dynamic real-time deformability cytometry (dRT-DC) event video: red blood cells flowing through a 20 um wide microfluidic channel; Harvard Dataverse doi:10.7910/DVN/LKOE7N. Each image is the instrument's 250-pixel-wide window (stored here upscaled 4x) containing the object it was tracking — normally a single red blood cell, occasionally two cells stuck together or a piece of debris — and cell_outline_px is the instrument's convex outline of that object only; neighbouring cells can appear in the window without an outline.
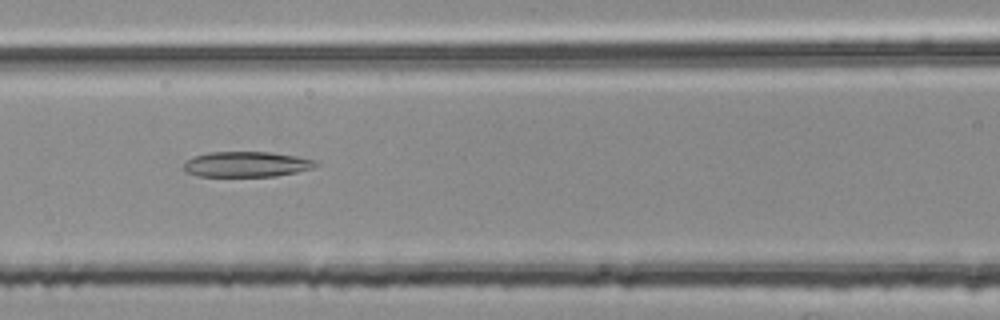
{"species": "common noctule bat (a hibernating species)", "species_latin": "Nyctalus noctula", "temperature_condition": "room temperature", "stored_images_in_passage": 7, "segment_of_instrument_passage": [2, 2], "camera_frame_rate_fps": 3000, "um_per_image_px": 0.085, "animal": {"sex": "female", "body_mass_g": 25.1}, "frame": {"image": 1, "passage_image": 6, "time_ms": 1.667, "image_size_px": [1000, 320], "cell_outline_px": [[316, 164], [312, 168], [296, 172], [276, 176], [196, 176], [188, 172], [184, 168], [184, 164], [192, 156], [208, 152], [268, 152], [296, 156], [316, 160]], "centroid_in_image_um": [20.93, 13.96], "position_along_channel_um": 145.7, "area_um2": 19.36}}
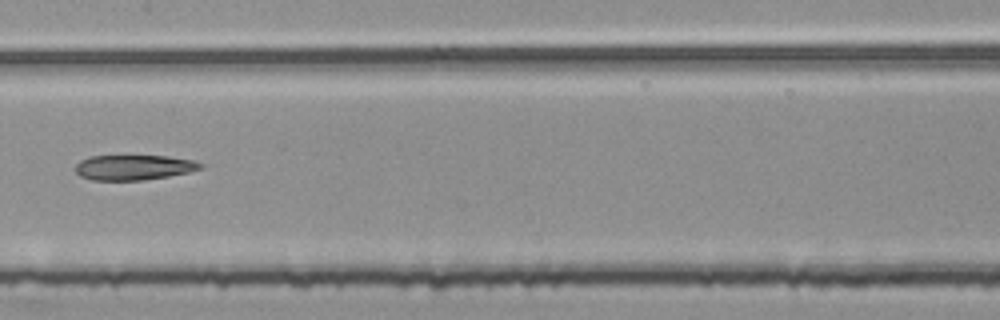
{"frame": {"image": 2, "passage_image": 7, "time_ms": 2.0, "image_size_px": [1000, 320], "cell_outline_px": [[204, 168], [188, 172], [168, 176], [144, 180], [92, 180], [80, 176], [76, 172], [76, 164], [80, 160], [88, 156], [168, 156], [192, 160], [204, 164]], "centroid_in_image_um": [11.37, 14.23], "position_along_channel_um": 196.0, "area_um2": 18.32}}